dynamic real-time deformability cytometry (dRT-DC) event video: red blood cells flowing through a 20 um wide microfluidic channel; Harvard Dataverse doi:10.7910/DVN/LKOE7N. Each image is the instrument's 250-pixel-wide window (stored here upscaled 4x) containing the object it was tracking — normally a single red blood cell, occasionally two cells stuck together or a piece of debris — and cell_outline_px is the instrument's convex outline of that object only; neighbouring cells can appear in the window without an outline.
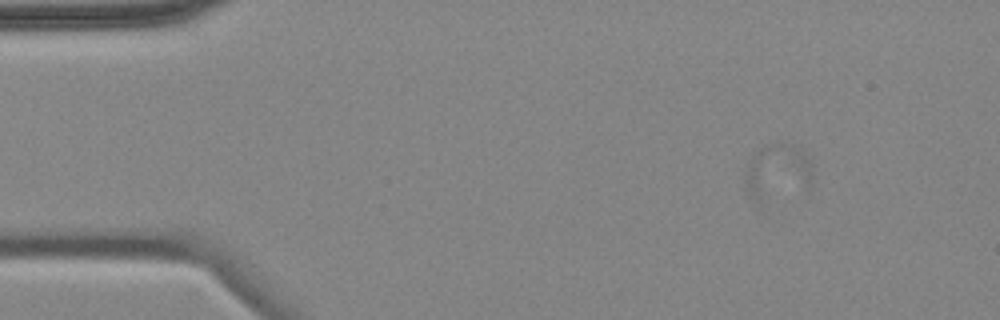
{"species": "common noctule bat (a hibernating species)", "species_latin": "Nyctalus noctula", "temperature_condition": "cold", "stored_images_in_passage": 4, "camera_frame_rate_fps": 3000, "um_per_image_px": 0.085, "animal": {"sex": "female", "body_mass_g": 18.4}, "frame": {"image": 1, "passage_image": 1, "time_ms": 0.0, "image_size_px": [1000, 320], "cell_outline_px": [[812, 176], [808, 188], [760, 208], [748, 196], [744, 184], [748, 160], [760, 148], [768, 144], [792, 144], [808, 156], [812, 164]], "centroid_in_image_um": [66.04, 14.75], "position_along_channel_um": 19.0, "area_um2": 23.24}}
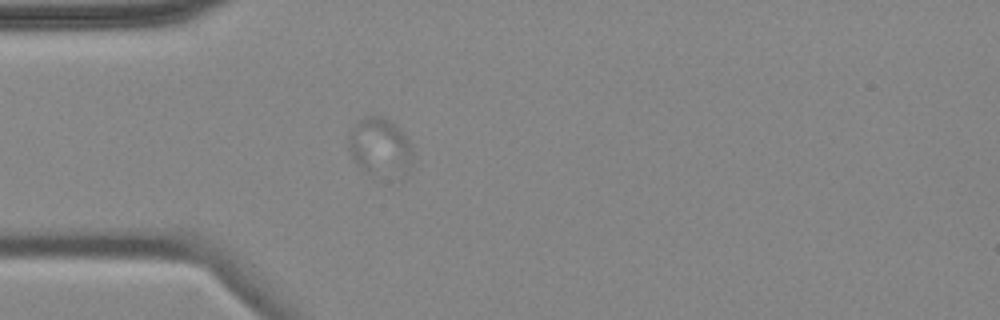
{"frame": {"image": 2, "passage_image": 4, "time_ms": 3.667, "image_size_px": [1000, 320], "cell_outline_px": [[412, 164], [404, 176], [364, 172], [352, 160], [348, 148], [348, 140], [352, 124], [364, 116], [384, 116], [408, 140], [412, 152]], "centroid_in_image_um": [32.24, 12.49], "position_along_channel_um": 52.8, "area_um2": 21.56}}